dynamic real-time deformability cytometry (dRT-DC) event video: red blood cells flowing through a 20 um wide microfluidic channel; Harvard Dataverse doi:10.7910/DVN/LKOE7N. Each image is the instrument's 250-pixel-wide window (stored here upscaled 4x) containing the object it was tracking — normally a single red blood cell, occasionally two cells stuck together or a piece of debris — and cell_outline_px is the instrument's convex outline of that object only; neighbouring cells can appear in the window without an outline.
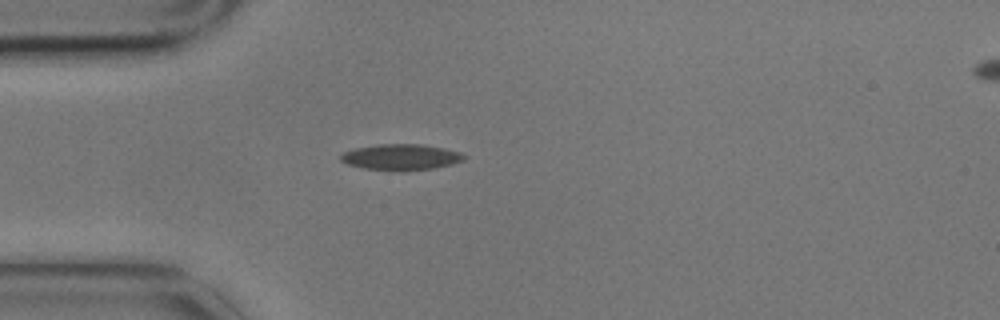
{"species": "common noctule bat (a hibernating species)", "species_latin": "Nyctalus noctula", "temperature_condition": "cold", "stored_images_in_passage": 2, "camera_frame_rate_fps": 3000, "um_per_image_px": 0.085, "animal": {"sex": "male", "body_mass_g": 17.9}, "frame": {"image": 1, "passage_image": 1, "time_ms": 0.0, "image_size_px": [1000, 320], "cell_outline_px": [[468, 156], [464, 160], [452, 164], [432, 168], [400, 172], [360, 168], [348, 164], [340, 160], [340, 156], [344, 152], [356, 148], [380, 144], [420, 144], [444, 148], [460, 152]], "centroid_in_image_um": [34.09, 13.37], "position_along_channel_um": 50.9, "area_um2": 18.84}}